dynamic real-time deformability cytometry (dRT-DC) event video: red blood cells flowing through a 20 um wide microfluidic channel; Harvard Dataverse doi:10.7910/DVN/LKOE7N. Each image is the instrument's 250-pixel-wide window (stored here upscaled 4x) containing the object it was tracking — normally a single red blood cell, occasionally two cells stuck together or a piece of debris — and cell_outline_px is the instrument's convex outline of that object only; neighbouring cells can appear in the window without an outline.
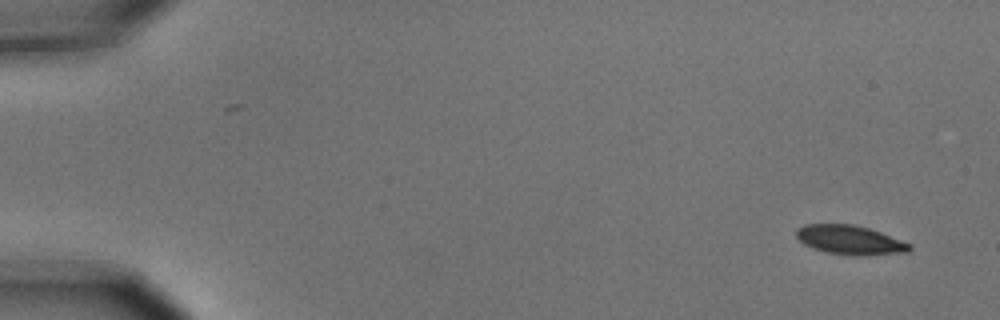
{"species": "common noctule bat (a hibernating species)", "species_latin": "Nyctalus noctula", "temperature_condition": "cold", "stored_images_in_passage": 2, "camera_frame_rate_fps": 3000, "um_per_image_px": 0.085, "animal": {"sex": "male", "body_mass_g": 15.6}, "frame": {"image": 1, "passage_image": 2, "time_ms": 0.333, "image_size_px": [1000, 320], "cell_outline_px": [[912, 248], [908, 252], [864, 256], [852, 256], [828, 252], [812, 248], [804, 244], [796, 236], [796, 228], [804, 224], [852, 224], [868, 228], [880, 232], [912, 244]], "centroid_in_image_um": [72.25, 20.4], "position_along_channel_um": 12.7, "area_um2": 19.36}}